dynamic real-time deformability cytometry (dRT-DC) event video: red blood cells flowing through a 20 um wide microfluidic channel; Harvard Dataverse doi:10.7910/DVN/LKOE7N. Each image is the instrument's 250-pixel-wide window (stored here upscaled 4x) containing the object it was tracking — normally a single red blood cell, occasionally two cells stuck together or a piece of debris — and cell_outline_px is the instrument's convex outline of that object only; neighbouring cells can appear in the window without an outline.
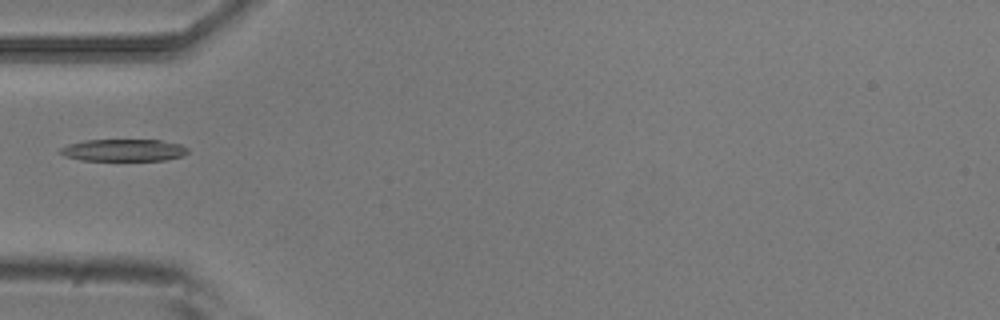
{"species": "common noctule bat (a hibernating species)", "species_latin": "Nyctalus noctula", "temperature_condition": "room temperature", "stored_images_in_passage": 6, "camera_frame_rate_fps": 3000, "um_per_image_px": 0.085, "animal": {"sex": "male", "body_mass_g": 20.5, "forearm_length_mm": 52.5}, "frame": {"image": 1, "passage_image": 5, "time_ms": 1.333, "image_size_px": [1000, 320], "cell_outline_px": [[188, 152], [184, 156], [164, 160], [80, 160], [64, 156], [60, 152], [60, 148], [68, 144], [84, 140], [160, 140], [180, 144], [188, 148]], "centroid_in_image_um": [10.51, 12.76], "position_along_channel_um": 74.5, "area_um2": 16.42}}
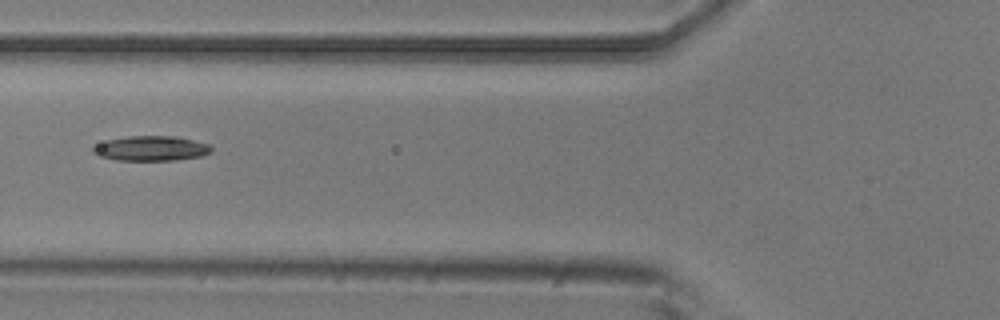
{"frame": {"image": 2, "passage_image": 6, "time_ms": 1.667, "image_size_px": [1000, 320], "cell_outline_px": [[212, 152], [200, 156], [176, 160], [116, 160], [96, 156], [92, 152], [92, 148], [108, 140], [128, 136], [176, 136], [208, 144], [212, 148]], "centroid_in_image_um": [12.84, 12.62], "position_along_channel_um": 113.0, "area_um2": 17.05}}